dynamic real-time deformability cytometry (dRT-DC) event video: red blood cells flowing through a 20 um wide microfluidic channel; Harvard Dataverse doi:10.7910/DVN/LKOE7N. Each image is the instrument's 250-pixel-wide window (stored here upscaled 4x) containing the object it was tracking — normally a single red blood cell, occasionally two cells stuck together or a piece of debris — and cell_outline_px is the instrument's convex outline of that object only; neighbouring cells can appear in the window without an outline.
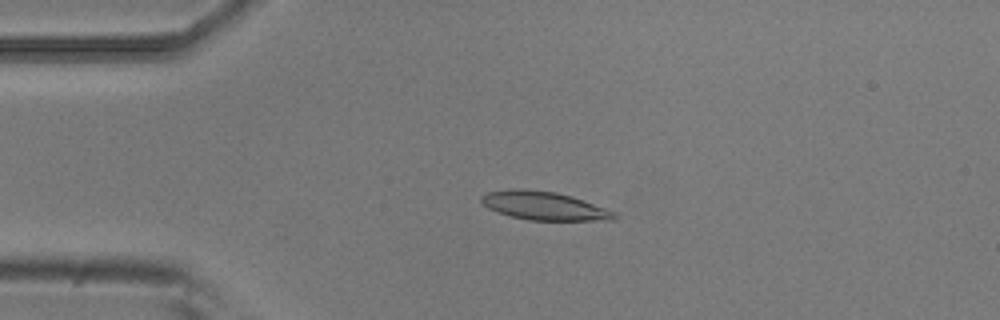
{"species": "common noctule bat (a hibernating species)", "species_latin": "Nyctalus noctula", "temperature_condition": "room temperature", "stored_images_in_passage": 5, "camera_frame_rate_fps": 3000, "um_per_image_px": 0.085, "animal": {"sex": "male", "body_mass_g": 20.5, "forearm_length_mm": 52.5}, "frame": {"image": 1, "passage_image": 3, "time_ms": 0.667, "image_size_px": [1000, 320], "cell_outline_px": [[620, 216], [616, 220], [528, 220], [496, 212], [488, 208], [480, 200], [480, 196], [488, 192], [508, 188], [524, 188], [556, 192], [572, 196], [616, 212]], "centroid_in_image_um": [46.25, 17.48], "position_along_channel_um": 38.8, "area_um2": 22.25}}
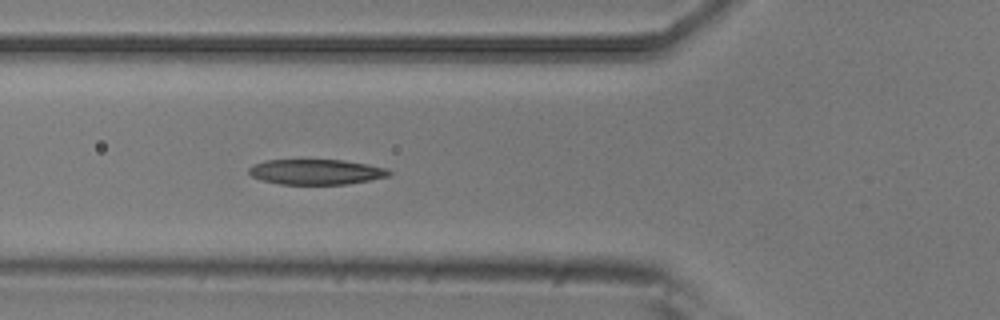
{"frame": {"image": 2, "passage_image": 5, "time_ms": 1.333, "image_size_px": [1000, 320], "cell_outline_px": [[392, 176], [348, 184], [280, 184], [264, 180], [252, 176], [248, 172], [248, 168], [252, 164], [268, 160], [340, 160], [368, 164], [388, 168], [392, 172]], "centroid_in_image_um": [26.92, 14.61], "position_along_channel_um": 98.9, "area_um2": 20.69}}